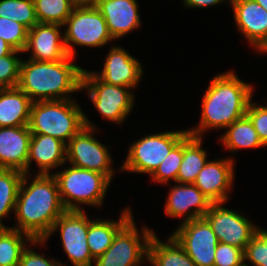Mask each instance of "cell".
<instances>
[{
  "mask_svg": "<svg viewBox=\"0 0 267 266\" xmlns=\"http://www.w3.org/2000/svg\"><path fill=\"white\" fill-rule=\"evenodd\" d=\"M25 173L15 204L16 226L10 228L43 240L54 222L66 211L53 175ZM32 177V178H31Z\"/></svg>",
  "mask_w": 267,
  "mask_h": 266,
  "instance_id": "cell-1",
  "label": "cell"
},
{
  "mask_svg": "<svg viewBox=\"0 0 267 266\" xmlns=\"http://www.w3.org/2000/svg\"><path fill=\"white\" fill-rule=\"evenodd\" d=\"M254 86L239 79L234 71L216 74L203 93L199 125L187 129L194 137L203 138L210 130H225L246 115Z\"/></svg>",
  "mask_w": 267,
  "mask_h": 266,
  "instance_id": "cell-2",
  "label": "cell"
},
{
  "mask_svg": "<svg viewBox=\"0 0 267 266\" xmlns=\"http://www.w3.org/2000/svg\"><path fill=\"white\" fill-rule=\"evenodd\" d=\"M74 59L71 56L60 61L22 59L18 87L33 102L73 99L71 94L81 92L84 70Z\"/></svg>",
  "mask_w": 267,
  "mask_h": 266,
  "instance_id": "cell-3",
  "label": "cell"
},
{
  "mask_svg": "<svg viewBox=\"0 0 267 266\" xmlns=\"http://www.w3.org/2000/svg\"><path fill=\"white\" fill-rule=\"evenodd\" d=\"M84 111L75 99L32 103L28 128L67 144L84 126Z\"/></svg>",
  "mask_w": 267,
  "mask_h": 266,
  "instance_id": "cell-4",
  "label": "cell"
},
{
  "mask_svg": "<svg viewBox=\"0 0 267 266\" xmlns=\"http://www.w3.org/2000/svg\"><path fill=\"white\" fill-rule=\"evenodd\" d=\"M62 169L52 175L57 181L61 201L66 210H84L81 205L102 207L111 183L103 174L71 164Z\"/></svg>",
  "mask_w": 267,
  "mask_h": 266,
  "instance_id": "cell-5",
  "label": "cell"
},
{
  "mask_svg": "<svg viewBox=\"0 0 267 266\" xmlns=\"http://www.w3.org/2000/svg\"><path fill=\"white\" fill-rule=\"evenodd\" d=\"M64 44L69 56L76 58L75 46L101 48L115 41L110 35L105 18L94 5L74 7L63 24Z\"/></svg>",
  "mask_w": 267,
  "mask_h": 266,
  "instance_id": "cell-6",
  "label": "cell"
},
{
  "mask_svg": "<svg viewBox=\"0 0 267 266\" xmlns=\"http://www.w3.org/2000/svg\"><path fill=\"white\" fill-rule=\"evenodd\" d=\"M84 114L85 126L66 144V161L72 166L103 174L110 182L114 178L111 148L96 138L97 126ZM109 146V147H108Z\"/></svg>",
  "mask_w": 267,
  "mask_h": 266,
  "instance_id": "cell-7",
  "label": "cell"
},
{
  "mask_svg": "<svg viewBox=\"0 0 267 266\" xmlns=\"http://www.w3.org/2000/svg\"><path fill=\"white\" fill-rule=\"evenodd\" d=\"M188 133L185 130L159 132L144 135L129 145L125 161L120 166L121 172L148 174L151 176L171 149Z\"/></svg>",
  "mask_w": 267,
  "mask_h": 266,
  "instance_id": "cell-8",
  "label": "cell"
},
{
  "mask_svg": "<svg viewBox=\"0 0 267 266\" xmlns=\"http://www.w3.org/2000/svg\"><path fill=\"white\" fill-rule=\"evenodd\" d=\"M86 90L94 108L103 119L122 124L134 107L135 95L129 87L115 86L102 81L93 71L83 70L81 91Z\"/></svg>",
  "mask_w": 267,
  "mask_h": 266,
  "instance_id": "cell-9",
  "label": "cell"
},
{
  "mask_svg": "<svg viewBox=\"0 0 267 266\" xmlns=\"http://www.w3.org/2000/svg\"><path fill=\"white\" fill-rule=\"evenodd\" d=\"M132 217L115 235L111 246L93 266H142L148 260V244L154 230L144 225L141 230ZM144 261V262H143Z\"/></svg>",
  "mask_w": 267,
  "mask_h": 266,
  "instance_id": "cell-10",
  "label": "cell"
},
{
  "mask_svg": "<svg viewBox=\"0 0 267 266\" xmlns=\"http://www.w3.org/2000/svg\"><path fill=\"white\" fill-rule=\"evenodd\" d=\"M89 224L90 218L85 211L66 210L43 241L48 242L51 235L59 231L63 250L73 266H93L95 260L87 244Z\"/></svg>",
  "mask_w": 267,
  "mask_h": 266,
  "instance_id": "cell-11",
  "label": "cell"
},
{
  "mask_svg": "<svg viewBox=\"0 0 267 266\" xmlns=\"http://www.w3.org/2000/svg\"><path fill=\"white\" fill-rule=\"evenodd\" d=\"M170 235L184 249L195 266H214L219 241L204 217L180 223Z\"/></svg>",
  "mask_w": 267,
  "mask_h": 266,
  "instance_id": "cell-12",
  "label": "cell"
},
{
  "mask_svg": "<svg viewBox=\"0 0 267 266\" xmlns=\"http://www.w3.org/2000/svg\"><path fill=\"white\" fill-rule=\"evenodd\" d=\"M212 203L204 218L210 224L219 242L236 246L243 251L260 227L236 210H230L223 205Z\"/></svg>",
  "mask_w": 267,
  "mask_h": 266,
  "instance_id": "cell-13",
  "label": "cell"
},
{
  "mask_svg": "<svg viewBox=\"0 0 267 266\" xmlns=\"http://www.w3.org/2000/svg\"><path fill=\"white\" fill-rule=\"evenodd\" d=\"M235 25L254 50H267V11L253 0H230Z\"/></svg>",
  "mask_w": 267,
  "mask_h": 266,
  "instance_id": "cell-14",
  "label": "cell"
},
{
  "mask_svg": "<svg viewBox=\"0 0 267 266\" xmlns=\"http://www.w3.org/2000/svg\"><path fill=\"white\" fill-rule=\"evenodd\" d=\"M234 159L219 158L208 160L197 175L194 185L211 200L212 203H227L235 181Z\"/></svg>",
  "mask_w": 267,
  "mask_h": 266,
  "instance_id": "cell-15",
  "label": "cell"
},
{
  "mask_svg": "<svg viewBox=\"0 0 267 266\" xmlns=\"http://www.w3.org/2000/svg\"><path fill=\"white\" fill-rule=\"evenodd\" d=\"M103 63L102 70L93 73L102 81L115 86L134 90L144 74L140 60L118 45L111 46Z\"/></svg>",
  "mask_w": 267,
  "mask_h": 266,
  "instance_id": "cell-16",
  "label": "cell"
},
{
  "mask_svg": "<svg viewBox=\"0 0 267 266\" xmlns=\"http://www.w3.org/2000/svg\"><path fill=\"white\" fill-rule=\"evenodd\" d=\"M165 204V213L171 218H182V222L204 217L212 204L194 184L175 182L170 185Z\"/></svg>",
  "mask_w": 267,
  "mask_h": 266,
  "instance_id": "cell-17",
  "label": "cell"
},
{
  "mask_svg": "<svg viewBox=\"0 0 267 266\" xmlns=\"http://www.w3.org/2000/svg\"><path fill=\"white\" fill-rule=\"evenodd\" d=\"M63 25L38 23L28 30L23 54L31 52L29 59L36 61H60L69 56L65 44Z\"/></svg>",
  "mask_w": 267,
  "mask_h": 266,
  "instance_id": "cell-18",
  "label": "cell"
},
{
  "mask_svg": "<svg viewBox=\"0 0 267 266\" xmlns=\"http://www.w3.org/2000/svg\"><path fill=\"white\" fill-rule=\"evenodd\" d=\"M95 6L105 18L108 31L115 41L140 29L137 0H95Z\"/></svg>",
  "mask_w": 267,
  "mask_h": 266,
  "instance_id": "cell-19",
  "label": "cell"
},
{
  "mask_svg": "<svg viewBox=\"0 0 267 266\" xmlns=\"http://www.w3.org/2000/svg\"><path fill=\"white\" fill-rule=\"evenodd\" d=\"M37 165V174L52 175V170L63 167L66 162V144L57 138L43 134H32L26 173L32 174L31 164Z\"/></svg>",
  "mask_w": 267,
  "mask_h": 266,
  "instance_id": "cell-20",
  "label": "cell"
},
{
  "mask_svg": "<svg viewBox=\"0 0 267 266\" xmlns=\"http://www.w3.org/2000/svg\"><path fill=\"white\" fill-rule=\"evenodd\" d=\"M31 135L28 126L0 127V169L26 173Z\"/></svg>",
  "mask_w": 267,
  "mask_h": 266,
  "instance_id": "cell-21",
  "label": "cell"
},
{
  "mask_svg": "<svg viewBox=\"0 0 267 266\" xmlns=\"http://www.w3.org/2000/svg\"><path fill=\"white\" fill-rule=\"evenodd\" d=\"M133 213L130 207H125L117 220L108 219H90L87 244L90 249L92 258L96 260L100 257L112 244L117 232L132 218Z\"/></svg>",
  "mask_w": 267,
  "mask_h": 266,
  "instance_id": "cell-22",
  "label": "cell"
},
{
  "mask_svg": "<svg viewBox=\"0 0 267 266\" xmlns=\"http://www.w3.org/2000/svg\"><path fill=\"white\" fill-rule=\"evenodd\" d=\"M32 103L18 86L0 89V127L28 126Z\"/></svg>",
  "mask_w": 267,
  "mask_h": 266,
  "instance_id": "cell-23",
  "label": "cell"
},
{
  "mask_svg": "<svg viewBox=\"0 0 267 266\" xmlns=\"http://www.w3.org/2000/svg\"><path fill=\"white\" fill-rule=\"evenodd\" d=\"M203 139L187 133L183 137V159L179 167L177 183L193 184L197 175L208 162Z\"/></svg>",
  "mask_w": 267,
  "mask_h": 266,
  "instance_id": "cell-24",
  "label": "cell"
},
{
  "mask_svg": "<svg viewBox=\"0 0 267 266\" xmlns=\"http://www.w3.org/2000/svg\"><path fill=\"white\" fill-rule=\"evenodd\" d=\"M147 261L151 266H195L171 235L167 237V242H161L155 233L149 240Z\"/></svg>",
  "mask_w": 267,
  "mask_h": 266,
  "instance_id": "cell-25",
  "label": "cell"
},
{
  "mask_svg": "<svg viewBox=\"0 0 267 266\" xmlns=\"http://www.w3.org/2000/svg\"><path fill=\"white\" fill-rule=\"evenodd\" d=\"M223 132V135H220L218 141L219 143L221 141L223 147L231 153L237 152L239 149L265 148L250 119L246 115L236 120Z\"/></svg>",
  "mask_w": 267,
  "mask_h": 266,
  "instance_id": "cell-26",
  "label": "cell"
},
{
  "mask_svg": "<svg viewBox=\"0 0 267 266\" xmlns=\"http://www.w3.org/2000/svg\"><path fill=\"white\" fill-rule=\"evenodd\" d=\"M34 239L13 228H0V266H18L22 252Z\"/></svg>",
  "mask_w": 267,
  "mask_h": 266,
  "instance_id": "cell-27",
  "label": "cell"
},
{
  "mask_svg": "<svg viewBox=\"0 0 267 266\" xmlns=\"http://www.w3.org/2000/svg\"><path fill=\"white\" fill-rule=\"evenodd\" d=\"M23 175L18 170L0 169V228H10L2 220L15 210Z\"/></svg>",
  "mask_w": 267,
  "mask_h": 266,
  "instance_id": "cell-28",
  "label": "cell"
},
{
  "mask_svg": "<svg viewBox=\"0 0 267 266\" xmlns=\"http://www.w3.org/2000/svg\"><path fill=\"white\" fill-rule=\"evenodd\" d=\"M39 23L63 25L74 6L68 0H33Z\"/></svg>",
  "mask_w": 267,
  "mask_h": 266,
  "instance_id": "cell-29",
  "label": "cell"
},
{
  "mask_svg": "<svg viewBox=\"0 0 267 266\" xmlns=\"http://www.w3.org/2000/svg\"><path fill=\"white\" fill-rule=\"evenodd\" d=\"M0 17L14 20L28 30L39 23L33 0H0Z\"/></svg>",
  "mask_w": 267,
  "mask_h": 266,
  "instance_id": "cell-30",
  "label": "cell"
},
{
  "mask_svg": "<svg viewBox=\"0 0 267 266\" xmlns=\"http://www.w3.org/2000/svg\"><path fill=\"white\" fill-rule=\"evenodd\" d=\"M183 159V138L171 149L168 156L150 176L153 182L166 185L177 182L179 167Z\"/></svg>",
  "mask_w": 267,
  "mask_h": 266,
  "instance_id": "cell-31",
  "label": "cell"
},
{
  "mask_svg": "<svg viewBox=\"0 0 267 266\" xmlns=\"http://www.w3.org/2000/svg\"><path fill=\"white\" fill-rule=\"evenodd\" d=\"M28 29L8 18L0 17V38L14 50L23 52L27 44Z\"/></svg>",
  "mask_w": 267,
  "mask_h": 266,
  "instance_id": "cell-32",
  "label": "cell"
},
{
  "mask_svg": "<svg viewBox=\"0 0 267 266\" xmlns=\"http://www.w3.org/2000/svg\"><path fill=\"white\" fill-rule=\"evenodd\" d=\"M245 266H267V229L259 228L244 250Z\"/></svg>",
  "mask_w": 267,
  "mask_h": 266,
  "instance_id": "cell-33",
  "label": "cell"
},
{
  "mask_svg": "<svg viewBox=\"0 0 267 266\" xmlns=\"http://www.w3.org/2000/svg\"><path fill=\"white\" fill-rule=\"evenodd\" d=\"M21 53L23 52L14 50L9 55L0 57V89L18 86L22 60L18 54Z\"/></svg>",
  "mask_w": 267,
  "mask_h": 266,
  "instance_id": "cell-34",
  "label": "cell"
},
{
  "mask_svg": "<svg viewBox=\"0 0 267 266\" xmlns=\"http://www.w3.org/2000/svg\"><path fill=\"white\" fill-rule=\"evenodd\" d=\"M244 251L236 246L219 242L214 266H244Z\"/></svg>",
  "mask_w": 267,
  "mask_h": 266,
  "instance_id": "cell-35",
  "label": "cell"
},
{
  "mask_svg": "<svg viewBox=\"0 0 267 266\" xmlns=\"http://www.w3.org/2000/svg\"><path fill=\"white\" fill-rule=\"evenodd\" d=\"M263 105H257L251 100L246 116L250 119L263 145L267 147V105Z\"/></svg>",
  "mask_w": 267,
  "mask_h": 266,
  "instance_id": "cell-36",
  "label": "cell"
},
{
  "mask_svg": "<svg viewBox=\"0 0 267 266\" xmlns=\"http://www.w3.org/2000/svg\"><path fill=\"white\" fill-rule=\"evenodd\" d=\"M32 245V246H31ZM40 245L44 247L45 242L43 240H34L27 248L22 252L18 266H57L60 261L56 258L46 257L45 254H39L32 250L33 248Z\"/></svg>",
  "mask_w": 267,
  "mask_h": 266,
  "instance_id": "cell-37",
  "label": "cell"
},
{
  "mask_svg": "<svg viewBox=\"0 0 267 266\" xmlns=\"http://www.w3.org/2000/svg\"><path fill=\"white\" fill-rule=\"evenodd\" d=\"M227 3L229 4L230 0H182L183 6L187 7L188 9L190 8H207V7H216L217 5L221 3Z\"/></svg>",
  "mask_w": 267,
  "mask_h": 266,
  "instance_id": "cell-38",
  "label": "cell"
},
{
  "mask_svg": "<svg viewBox=\"0 0 267 266\" xmlns=\"http://www.w3.org/2000/svg\"><path fill=\"white\" fill-rule=\"evenodd\" d=\"M13 51L14 49L6 41L0 38V57L7 56Z\"/></svg>",
  "mask_w": 267,
  "mask_h": 266,
  "instance_id": "cell-39",
  "label": "cell"
},
{
  "mask_svg": "<svg viewBox=\"0 0 267 266\" xmlns=\"http://www.w3.org/2000/svg\"><path fill=\"white\" fill-rule=\"evenodd\" d=\"M74 7H87L95 4V0H68Z\"/></svg>",
  "mask_w": 267,
  "mask_h": 266,
  "instance_id": "cell-40",
  "label": "cell"
},
{
  "mask_svg": "<svg viewBox=\"0 0 267 266\" xmlns=\"http://www.w3.org/2000/svg\"><path fill=\"white\" fill-rule=\"evenodd\" d=\"M257 2L260 6H262L267 11V0H253Z\"/></svg>",
  "mask_w": 267,
  "mask_h": 266,
  "instance_id": "cell-41",
  "label": "cell"
},
{
  "mask_svg": "<svg viewBox=\"0 0 267 266\" xmlns=\"http://www.w3.org/2000/svg\"><path fill=\"white\" fill-rule=\"evenodd\" d=\"M57 266H67L66 264H62V262H60Z\"/></svg>",
  "mask_w": 267,
  "mask_h": 266,
  "instance_id": "cell-42",
  "label": "cell"
}]
</instances>
